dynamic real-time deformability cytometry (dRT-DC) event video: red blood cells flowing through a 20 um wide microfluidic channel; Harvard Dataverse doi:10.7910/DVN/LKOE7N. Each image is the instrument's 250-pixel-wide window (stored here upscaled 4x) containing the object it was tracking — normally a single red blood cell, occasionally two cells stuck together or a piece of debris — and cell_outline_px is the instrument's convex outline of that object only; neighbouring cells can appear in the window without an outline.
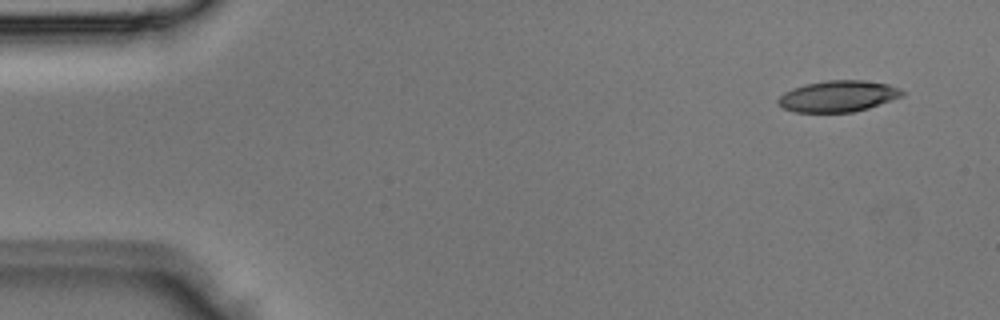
{"species": "Egyptian fruit bat (a non-hibernating species)", "species_latin": "Rousettus aegyptiacus", "temperature_condition": "room temperature", "stored_images_in_passage": 5, "camera_frame_rate_fps": 3000, "um_per_image_px": 0.085, "animal": {"sex": "male"}, "frame": {"image": 1, "passage_image": 1, "time_ms": 0.0, "image_size_px": [1000, 320], "cell_outline_px": [[904, 96], [868, 108], [852, 112], [796, 112], [784, 108], [776, 100], [784, 92], [792, 88], [804, 84], [824, 80], [864, 80], [888, 84], [900, 88], [904, 92]], "centroid_in_image_um": [71.25, 8.16], "position_along_channel_um": 13.8, "area_um2": 22.66}}
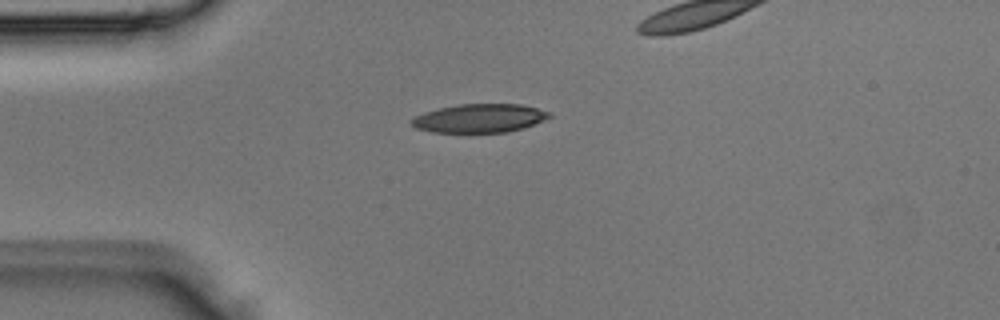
{"frame": {"image": 2, "passage_image": 3, "time_ms": 0.667, "image_size_px": [1000, 320], "cell_outline_px": [[552, 116], [544, 120], [524, 128], [508, 132], [432, 132], [416, 128], [408, 120], [424, 112], [440, 108], [460, 104], [520, 104], [536, 108], [548, 112]], "centroid_in_image_um": [40.75, 10.05], "position_along_channel_um": 44.3, "area_um2": 22.83}}